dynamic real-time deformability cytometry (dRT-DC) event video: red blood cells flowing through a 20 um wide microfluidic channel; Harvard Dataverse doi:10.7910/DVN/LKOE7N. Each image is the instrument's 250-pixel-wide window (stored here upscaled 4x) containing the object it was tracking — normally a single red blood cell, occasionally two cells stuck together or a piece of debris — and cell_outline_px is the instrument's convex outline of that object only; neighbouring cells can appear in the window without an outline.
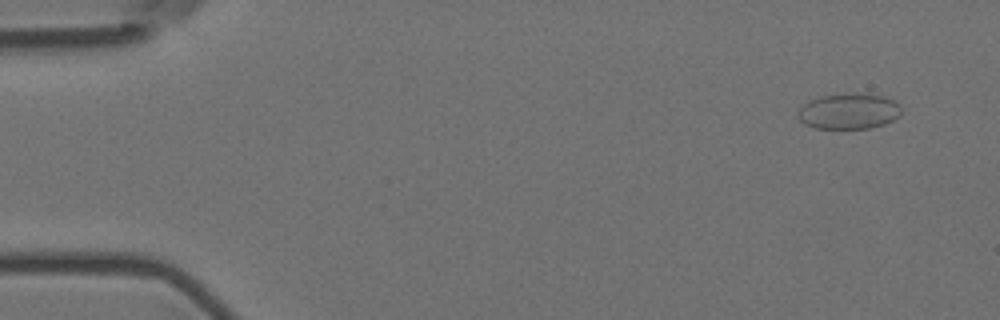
{"species": "Egyptian fruit bat (a non-hibernating species)", "species_latin": "Rousettus aegyptiacus", "temperature_condition": "room temperature", "stored_images_in_passage": 5, "camera_frame_rate_fps": 3000, "um_per_image_px": 0.085, "animal": {"sex": "female"}, "frame": {"image": 1, "passage_image": 2, "time_ms": 0.333, "image_size_px": [1000, 320], "cell_outline_px": [[900, 116], [884, 124], [868, 128], [816, 128], [804, 124], [796, 116], [796, 112], [808, 100], [820, 96], [852, 92], [868, 92], [884, 96], [900, 104]], "centroid_in_image_um": [72.14, 9.42], "position_along_channel_um": 12.9, "area_um2": 21.91}}